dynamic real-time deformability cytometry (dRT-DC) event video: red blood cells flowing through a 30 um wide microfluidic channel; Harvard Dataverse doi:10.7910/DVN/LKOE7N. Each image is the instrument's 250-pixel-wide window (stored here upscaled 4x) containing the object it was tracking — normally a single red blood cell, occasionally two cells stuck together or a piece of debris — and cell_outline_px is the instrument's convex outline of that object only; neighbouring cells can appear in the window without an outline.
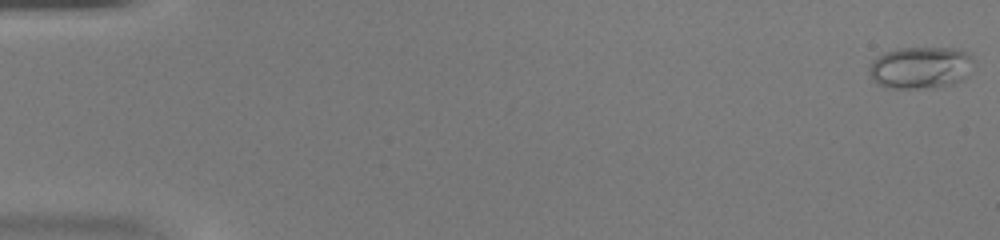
{"species": "common noctule bat (a hibernating species)", "species_latin": "Nyctalus noctula", "temperature_condition": "warm", "stored_images_in_passage": 50, "camera_frame_rate_fps": 3000, "um_per_image_px": 0.085, "animal": {"sex": "female", "body_mass_g": 20.0, "forearm_length_mm": 54.0}, "frame": {"image": 1, "passage_image": 1, "time_ms": 0.0, "image_size_px": [1000, 240], "cell_outline_px": [[976, 60], [968, 76], [964, 80], [952, 84], [932, 88], [888, 88], [876, 84], [872, 80], [868, 72], [868, 68], [872, 60], [884, 52], [896, 48], [956, 48], [972, 52]], "centroid_in_image_um": [78.29, 5.74], "position_along_channel_um": 6.7, "area_um2": 26.47}}
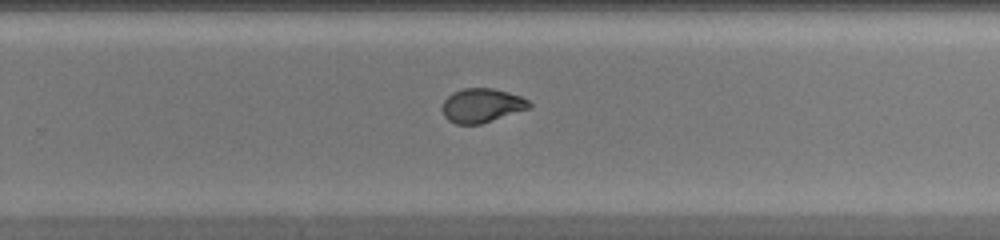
{"frame": {"image": 2, "passage_image": 33, "time_ms": 10.667, "image_size_px": [1000, 240], "cell_outline_px": [[532, 108], [480, 124], [456, 124], [448, 120], [444, 116], [440, 108], [444, 100], [452, 92], [464, 88], [492, 88], [508, 92], [520, 96], [528, 100], [532, 104]], "centroid_in_image_um": [40.94, 8.96], "position_along_channel_um": 288.9, "area_um2": 17.46}}
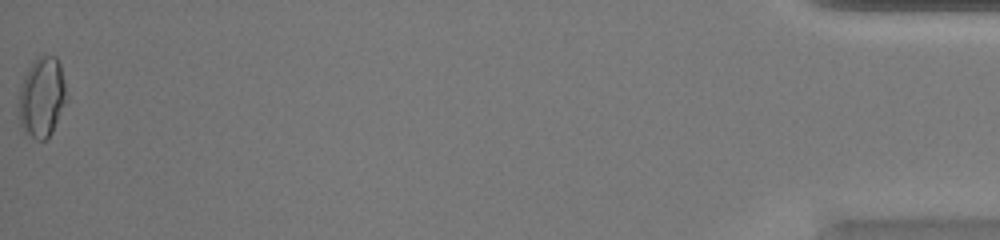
{"frame": {"image": 3, "passage_image": 50, "time_ms": 16.333, "image_size_px": [1000, 240], "cell_outline_px": [[68, 100], [52, 132], [44, 140], [36, 140], [24, 132], [20, 124], [16, 108], [20, 84], [24, 76], [36, 56], [56, 56], [60, 64], [68, 96]], "centroid_in_image_um": [3.54, 8.28], "position_along_channel_um": 431.7, "area_um2": 22.95}, "authors_computed_cell_mechanics": {"area_um2": 19.0451, "velocity_mm_per_s": 4.2079, "shape_relaxation_time_tau1_ms": null, "shape_relaxation_time_tau2_ms": 0.9327, "deformation_change_tau1": null, "deformation_change_tau2": 0.0452}}